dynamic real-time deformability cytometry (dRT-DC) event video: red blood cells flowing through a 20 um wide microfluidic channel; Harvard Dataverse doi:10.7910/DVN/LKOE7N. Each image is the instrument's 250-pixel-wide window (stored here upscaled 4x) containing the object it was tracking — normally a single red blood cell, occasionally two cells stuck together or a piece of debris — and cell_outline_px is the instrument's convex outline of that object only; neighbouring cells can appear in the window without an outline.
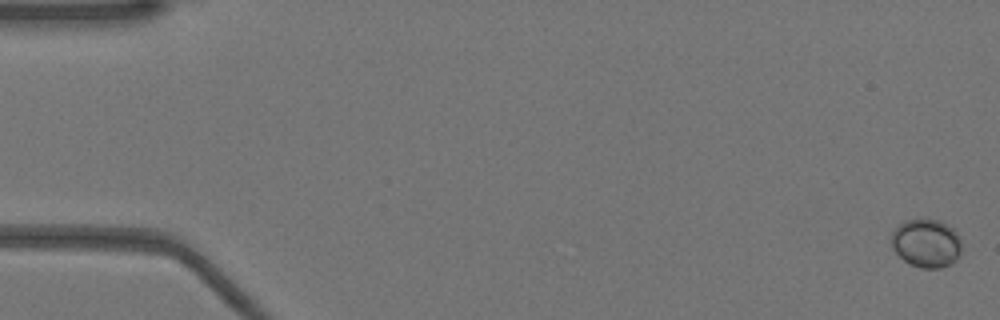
{"species": "Egyptian fruit bat (a non-hibernating species)", "species_latin": "Rousettus aegyptiacus", "temperature_condition": "warm", "stored_images_in_passage": 52, "camera_frame_rate_fps": 3000, "um_per_image_px": 0.085, "animal": {"sex": "female"}, "frame": {"image": 1, "passage_image": 1, "time_ms": 0.0, "image_size_px": [1000, 320], "cell_outline_px": [[960, 256], [952, 264], [940, 268], [920, 268], [904, 260], [892, 248], [892, 232], [904, 220], [940, 220], [952, 228], [960, 236]], "centroid_in_image_um": [78.76, 20.68], "position_along_channel_um": 6.2, "area_um2": 19.71}}
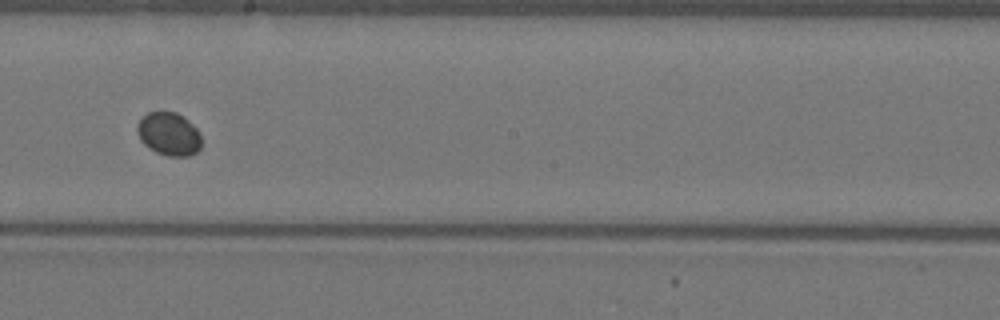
{"frame": {"image": 2, "passage_image": 30, "time_ms": 9.667, "image_size_px": [1000, 320], "cell_outline_px": [[200, 148], [196, 152], [188, 156], [168, 156], [156, 152], [148, 148], [140, 140], [136, 132], [136, 124], [148, 112], [176, 112], [184, 116], [200, 132]], "centroid_in_image_um": [14.34, 11.39], "position_along_channel_um": 233.9, "area_um2": 16.24}}
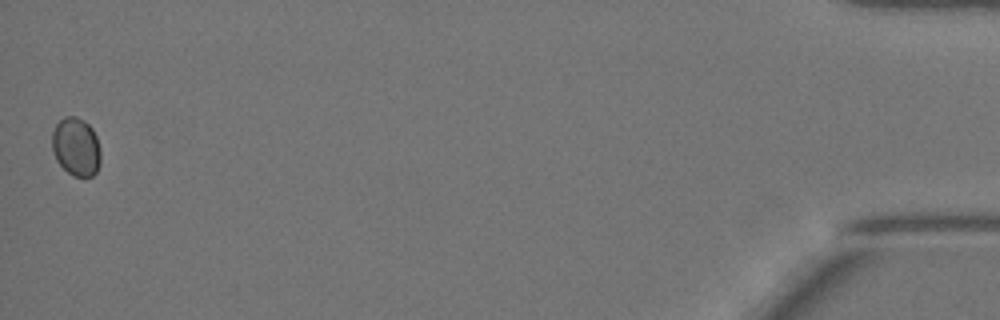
{"frame": {"image": 3, "passage_image": 52, "time_ms": 17.0, "image_size_px": [1000, 320], "cell_outline_px": [[100, 164], [96, 172], [92, 176], [72, 176], [56, 160], [52, 148], [52, 132], [56, 124], [64, 116], [76, 116], [84, 120], [92, 128], [96, 136], [100, 148]], "centroid_in_image_um": [6.47, 12.46], "position_along_channel_um": 428.7, "area_um2": 16.59}}